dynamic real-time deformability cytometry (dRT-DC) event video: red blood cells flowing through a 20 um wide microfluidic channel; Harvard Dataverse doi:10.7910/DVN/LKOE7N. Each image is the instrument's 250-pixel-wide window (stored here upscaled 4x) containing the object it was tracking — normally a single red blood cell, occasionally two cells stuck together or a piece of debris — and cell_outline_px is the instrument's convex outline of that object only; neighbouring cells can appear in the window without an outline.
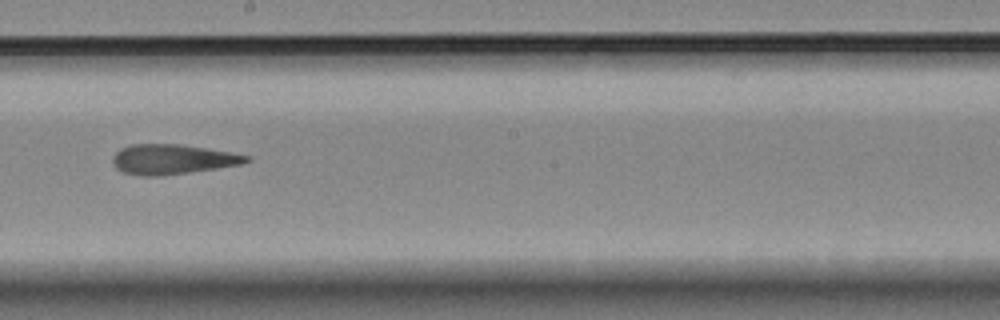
{"species": "Egyptian fruit bat (a non-hibernating species)", "species_latin": "Rousettus aegyptiacus", "temperature_condition": "room temperature", "stored_images_in_passage": 7, "camera_frame_rate_fps": 3000, "um_per_image_px": 0.085, "animal": {"sex": "female"}, "frame": {"image": 1, "passage_image": 7, "time_ms": 7.667, "image_size_px": [1000, 320], "cell_outline_px": [[252, 160], [240, 164], [216, 168], [188, 172], [156, 176], [140, 176], [124, 172], [116, 168], [112, 164], [112, 156], [120, 148], [132, 144], [180, 144], [252, 156]], "centroid_in_image_um": [14.62, 13.53], "position_along_channel_um": 233.6, "area_um2": 23.12}}